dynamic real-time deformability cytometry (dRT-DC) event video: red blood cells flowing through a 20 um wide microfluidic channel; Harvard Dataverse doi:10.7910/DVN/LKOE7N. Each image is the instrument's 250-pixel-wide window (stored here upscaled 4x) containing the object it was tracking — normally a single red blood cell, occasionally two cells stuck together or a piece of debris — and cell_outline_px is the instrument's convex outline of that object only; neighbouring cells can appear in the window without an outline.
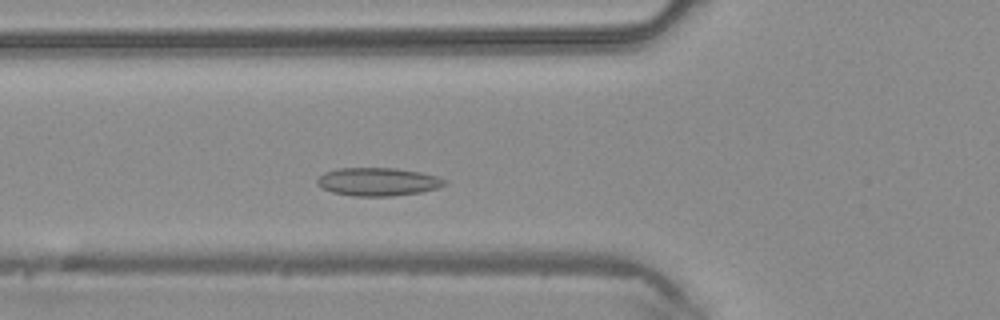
{"species": "common noctule bat (a hibernating species)", "species_latin": "Nyctalus noctula", "temperature_condition": "warm", "stored_images_in_passage": 37, "camera_frame_rate_fps": 3000, "um_per_image_px": 0.085, "animal": {"sex": "male", "body_mass_g": 20.4}, "frame": {"image": 1, "passage_image": 9, "time_ms": 2.667, "image_size_px": [1000, 320], "cell_outline_px": [[448, 184], [436, 188], [420, 192], [392, 196], [352, 196], [332, 192], [316, 184], [316, 180], [324, 172], [336, 168], [396, 168], [420, 172], [440, 176], [448, 180]], "centroid_in_image_um": [32.15, 15.44], "position_along_channel_um": 93.7, "area_um2": 21.1}}
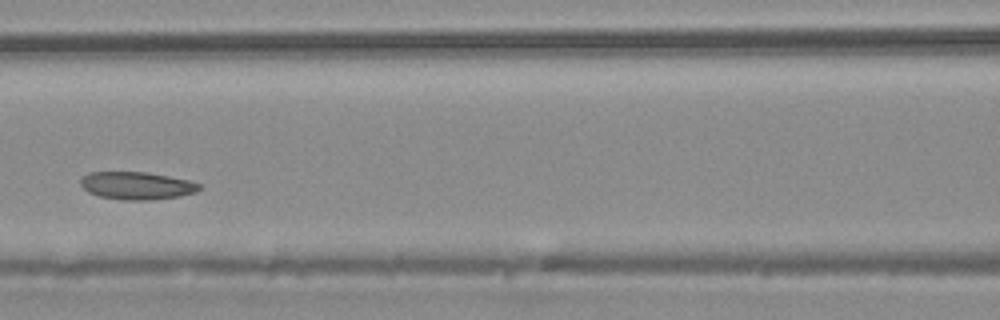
{"frame": {"image": 2, "passage_image": 13, "time_ms": 4.0, "image_size_px": [1000, 320], "cell_outline_px": [[204, 188], [196, 192], [180, 196], [148, 200], [128, 200], [100, 196], [88, 192], [80, 184], [80, 180], [88, 172], [144, 172], [168, 176], [188, 180], [200, 184]], "centroid_in_image_um": [11.65, 15.78], "position_along_channel_um": 155.0, "area_um2": 19.02}}
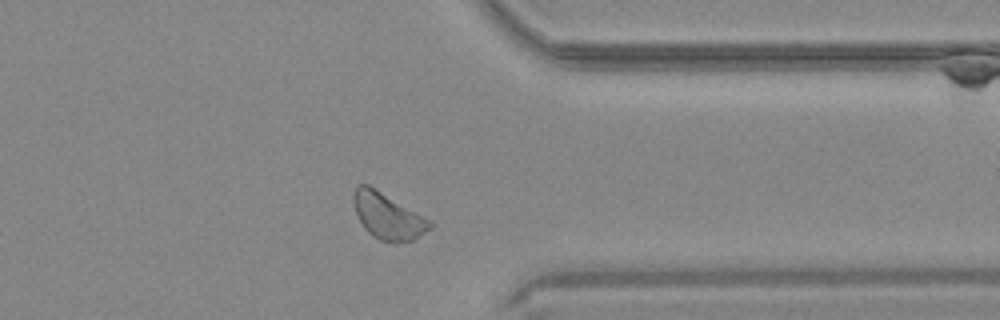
{"frame": {"image": 3, "passage_image": 28, "time_ms": 9.0, "image_size_px": [1000, 320], "cell_outline_px": [[432, 228], [412, 240], [396, 244], [380, 240], [372, 236], [364, 228], [356, 212], [352, 196], [356, 184], [368, 184], [432, 220]], "centroid_in_image_um": [32.97, 18.37], "position_along_channel_um": 378.4, "area_um2": 20.69}}